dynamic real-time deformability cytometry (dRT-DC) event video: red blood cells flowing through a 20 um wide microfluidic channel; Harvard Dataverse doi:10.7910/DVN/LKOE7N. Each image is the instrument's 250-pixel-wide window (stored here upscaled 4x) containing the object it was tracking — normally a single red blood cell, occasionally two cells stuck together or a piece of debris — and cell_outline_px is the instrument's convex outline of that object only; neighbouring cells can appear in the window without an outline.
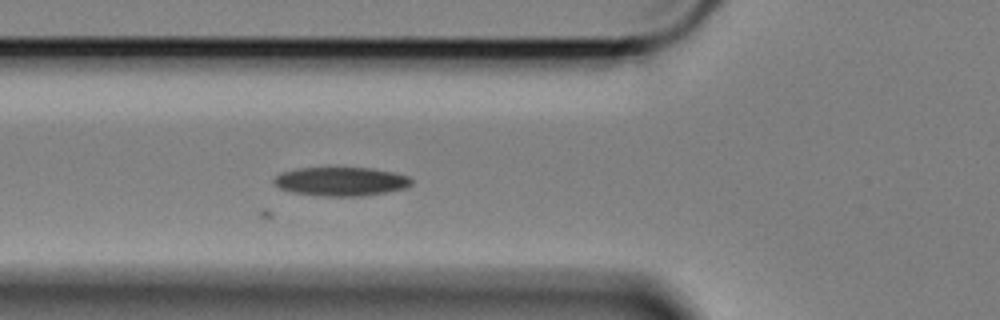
{"species": "Egyptian fruit bat (a non-hibernating species)", "species_latin": "Rousettus aegyptiacus", "temperature_condition": "cold", "stored_images_in_passage": 32, "camera_frame_rate_fps": 3000, "um_per_image_px": 0.085, "animal": {"sex": "female"}, "frame": {"image": 1, "passage_image": 7, "time_ms": 2.0, "image_size_px": [1000, 320], "cell_outline_px": [[412, 184], [408, 188], [364, 196], [320, 196], [292, 192], [280, 188], [272, 184], [272, 180], [280, 172], [296, 168], [372, 168], [396, 172], [408, 176], [412, 180]], "centroid_in_image_um": [28.98, 15.42], "position_along_channel_um": 96.8, "area_um2": 23.41}}
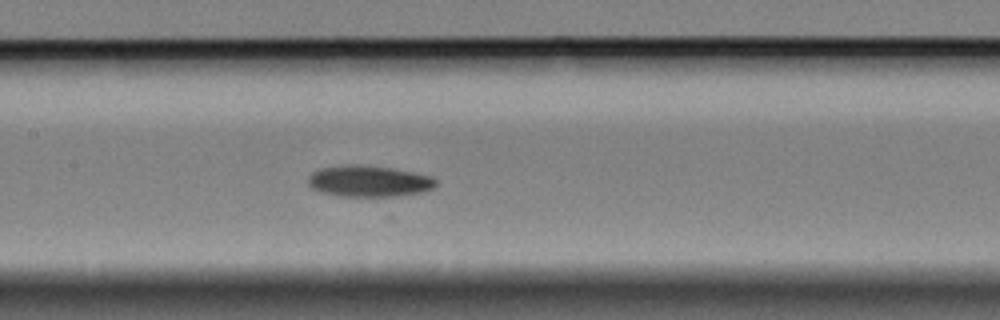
{"frame": {"image": 2, "passage_image": 14, "time_ms": 4.333, "image_size_px": [1000, 320], "cell_outline_px": [[436, 184], [432, 188], [424, 192], [388, 200], [336, 196], [316, 192], [308, 184], [308, 176], [312, 172], [320, 168], [348, 164], [352, 164], [392, 168], [432, 176], [436, 180]], "centroid_in_image_um": [31.35, 15.47], "position_along_channel_um": 176.0, "area_um2": 24.62}}
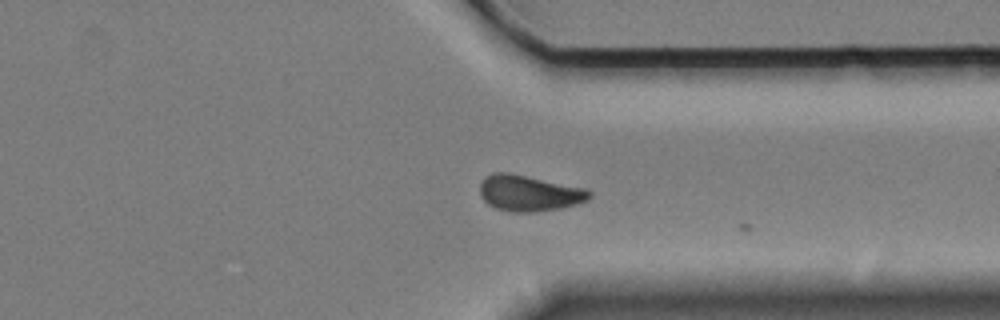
{"frame": {"image": 3, "passage_image": 31, "time_ms": 10.0, "image_size_px": [1000, 320], "cell_outline_px": [[592, 196], [588, 200], [580, 204], [560, 208], [532, 212], [512, 212], [496, 208], [488, 204], [480, 196], [480, 184], [484, 176], [492, 172], [508, 172], [588, 188], [592, 192]], "centroid_in_image_um": [45.0, 16.41], "position_along_channel_um": 366.4, "area_um2": 23.35}}